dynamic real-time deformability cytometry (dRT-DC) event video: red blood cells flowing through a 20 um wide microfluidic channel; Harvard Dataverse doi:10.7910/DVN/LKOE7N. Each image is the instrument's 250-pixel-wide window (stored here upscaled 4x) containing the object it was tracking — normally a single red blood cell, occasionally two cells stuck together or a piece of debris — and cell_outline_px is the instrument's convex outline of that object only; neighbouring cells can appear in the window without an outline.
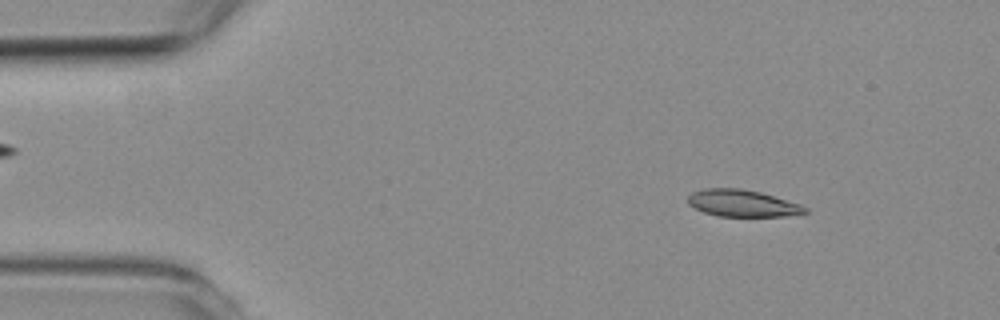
{"species": "common noctule bat (a hibernating species)", "species_latin": "Nyctalus noctula", "temperature_condition": "room temperature", "stored_images_in_passage": 3, "camera_frame_rate_fps": 3000, "um_per_image_px": 0.085, "animal": {"sex": "female", "body_mass_g": 19.3, "forearm_length_mm": 54.1}, "frame": {"image": 1, "passage_image": 1, "time_ms": 0.0, "image_size_px": [1000, 320], "cell_outline_px": [[808, 212], [784, 216], [716, 216], [704, 212], [688, 204], [688, 196], [692, 192], [704, 188], [740, 188], [760, 192], [800, 204], [808, 208]], "centroid_in_image_um": [63.08, 17.27], "position_along_channel_um": 21.9, "area_um2": 18.26}}